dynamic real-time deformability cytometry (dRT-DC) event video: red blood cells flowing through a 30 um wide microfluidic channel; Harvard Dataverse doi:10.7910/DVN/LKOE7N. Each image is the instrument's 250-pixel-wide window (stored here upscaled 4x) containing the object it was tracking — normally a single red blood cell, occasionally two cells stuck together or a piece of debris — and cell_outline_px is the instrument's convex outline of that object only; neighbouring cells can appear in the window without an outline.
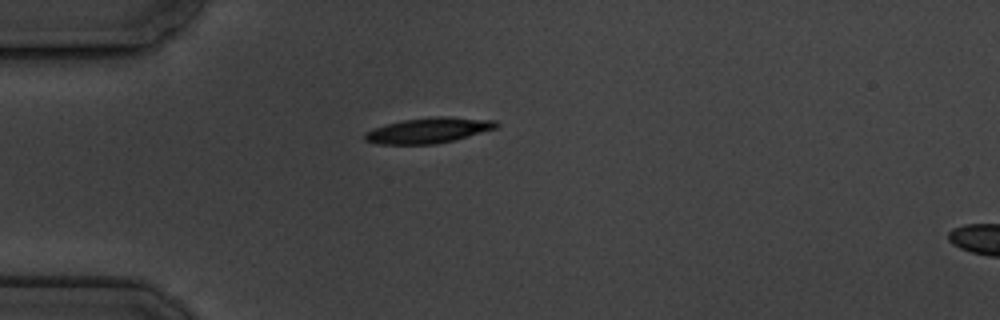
{"species": "common noctule bat (a hibernating species)", "species_latin": "Nyctalus noctula", "temperature_condition": "cold", "stored_images_in_passage": 5, "camera_frame_rate_fps": 3000, "um_per_image_px": 0.085, "animal": {"sex": "male", "body_mass_g": 19.5, "forearm_length_mm": 54.6}, "frame": {"image": 1, "passage_image": 5, "time_ms": 5.333, "image_size_px": [1000, 320], "cell_outline_px": [[500, 124], [496, 128], [452, 140], [436, 144], [376, 144], [364, 140], [364, 132], [388, 124], [404, 120], [436, 116], [448, 116], [496, 120]], "centroid_in_image_um": [36.43, 11.08], "position_along_channel_um": 48.6, "area_um2": 19.31}}